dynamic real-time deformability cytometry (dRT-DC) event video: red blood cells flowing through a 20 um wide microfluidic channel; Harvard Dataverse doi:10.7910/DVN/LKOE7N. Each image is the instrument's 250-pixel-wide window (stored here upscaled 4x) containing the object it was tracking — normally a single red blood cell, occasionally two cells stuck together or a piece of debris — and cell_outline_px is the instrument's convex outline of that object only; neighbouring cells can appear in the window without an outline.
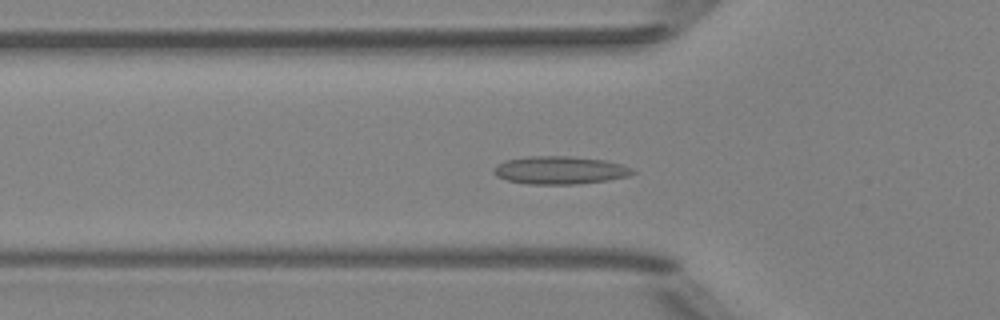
{"species": "Egyptian fruit bat (a non-hibernating species)", "species_latin": "Rousettus aegyptiacus", "temperature_condition": "room temperature", "stored_images_in_passage": 45, "camera_frame_rate_fps": 3000, "um_per_image_px": 0.085, "animal": {"sex": "female"}, "frame": {"image": 1, "passage_image": 11, "time_ms": 3.333, "image_size_px": [1000, 320], "cell_outline_px": [[636, 172], [628, 176], [608, 180], [576, 184], [528, 184], [508, 180], [496, 176], [492, 172], [492, 168], [496, 164], [504, 160], [528, 156], [572, 156], [604, 160], [624, 164], [632, 168]], "centroid_in_image_um": [47.57, 14.46], "position_along_channel_um": 78.2, "area_um2": 22.83}}
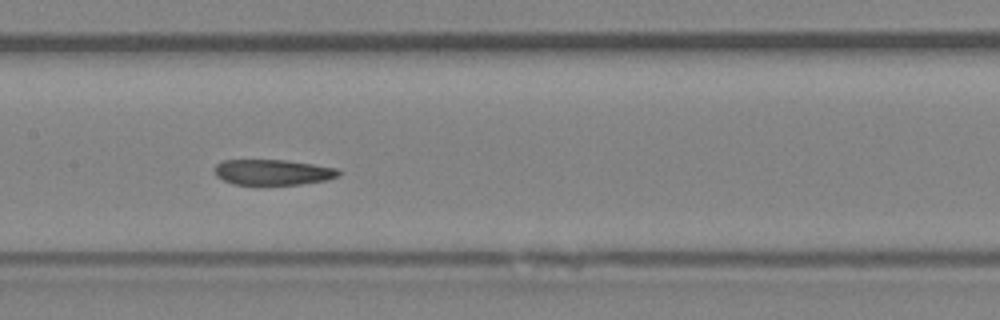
{"frame": {"image": 2, "passage_image": 19, "time_ms": 6.0, "image_size_px": [1000, 320], "cell_outline_px": [[340, 176], [328, 180], [300, 184], [232, 184], [216, 176], [212, 168], [216, 164], [224, 160], [284, 160], [340, 168]], "centroid_in_image_um": [23.2, 14.63], "position_along_channel_um": 184.2, "area_um2": 18.55}}
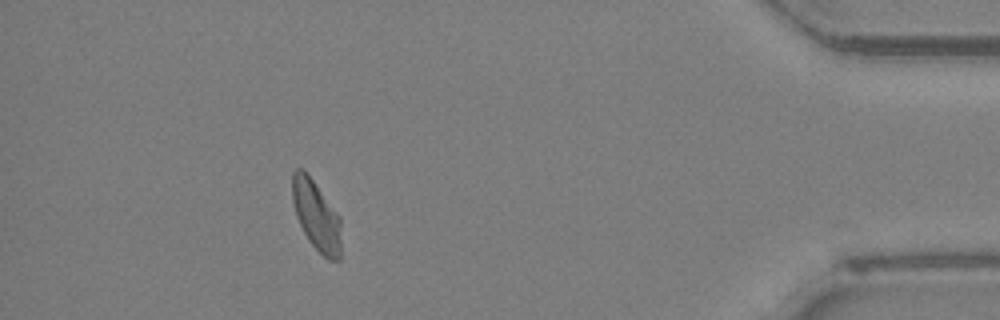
{"frame": {"image": 3, "passage_image": 40, "time_ms": 13.0, "image_size_px": [1000, 320], "cell_outline_px": [[340, 260], [328, 260], [308, 240], [296, 216], [292, 200], [292, 172], [296, 168], [304, 168], [340, 216]], "centroid_in_image_um": [26.87, 18.28], "position_along_channel_um": 408.3, "area_um2": 19.88}}